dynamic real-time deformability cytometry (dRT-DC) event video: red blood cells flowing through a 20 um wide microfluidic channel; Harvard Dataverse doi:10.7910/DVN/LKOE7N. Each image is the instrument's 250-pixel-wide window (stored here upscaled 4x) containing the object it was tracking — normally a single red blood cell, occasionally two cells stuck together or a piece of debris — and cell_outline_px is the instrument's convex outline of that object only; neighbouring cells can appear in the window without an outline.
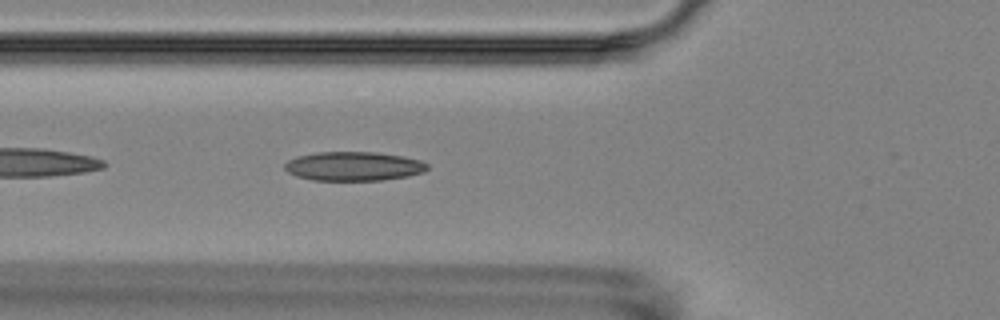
{"species": "Egyptian fruit bat (a non-hibernating species)", "species_latin": "Rousettus aegyptiacus", "temperature_condition": "room temperature", "stored_images_in_passage": 5, "camera_frame_rate_fps": 3000, "um_per_image_px": 0.085, "animal": {"sex": "female"}, "frame": {"image": 1, "passage_image": 5, "time_ms": 5.333, "image_size_px": [1000, 320], "cell_outline_px": [[428, 168], [424, 172], [408, 176], [380, 180], [312, 180], [296, 176], [288, 172], [284, 168], [284, 164], [288, 160], [296, 156], [320, 152], [376, 152], [400, 156], [420, 160], [428, 164]], "centroid_in_image_um": [30.04, 14.13], "position_along_channel_um": 95.8, "area_um2": 24.1}}